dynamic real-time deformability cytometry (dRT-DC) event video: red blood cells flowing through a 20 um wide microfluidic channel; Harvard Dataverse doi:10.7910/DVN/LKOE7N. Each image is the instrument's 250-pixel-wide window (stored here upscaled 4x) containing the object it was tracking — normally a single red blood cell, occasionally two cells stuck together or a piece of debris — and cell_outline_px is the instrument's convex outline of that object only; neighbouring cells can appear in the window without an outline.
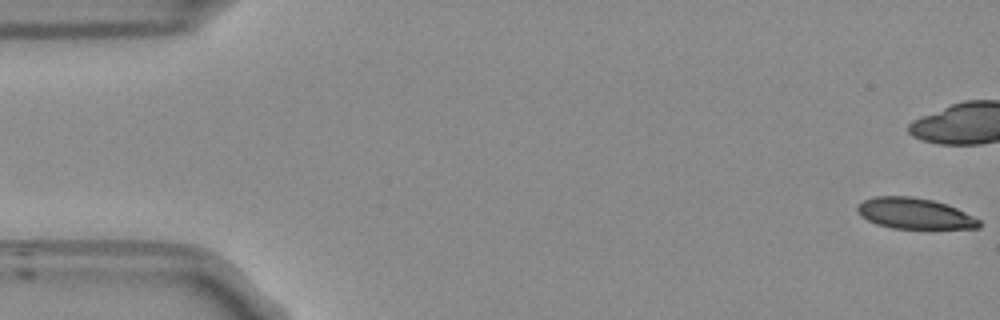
{"species": "Egyptian fruit bat (a non-hibernating species)", "species_latin": "Rousettus aegyptiacus", "temperature_condition": "room temperature", "stored_images_in_passage": 12, "camera_frame_rate_fps": 3000, "um_per_image_px": 0.085, "frame": {"image": 1, "passage_image": 1, "time_ms": 0.0, "image_size_px": [1000, 320], "cell_outline_px": [[980, 228], [892, 228], [876, 224], [860, 216], [856, 212], [856, 208], [864, 200], [876, 196], [912, 196], [932, 200], [948, 204], [980, 220]], "centroid_in_image_um": [77.71, 18.14], "position_along_channel_um": 7.3, "area_um2": 21.79}}